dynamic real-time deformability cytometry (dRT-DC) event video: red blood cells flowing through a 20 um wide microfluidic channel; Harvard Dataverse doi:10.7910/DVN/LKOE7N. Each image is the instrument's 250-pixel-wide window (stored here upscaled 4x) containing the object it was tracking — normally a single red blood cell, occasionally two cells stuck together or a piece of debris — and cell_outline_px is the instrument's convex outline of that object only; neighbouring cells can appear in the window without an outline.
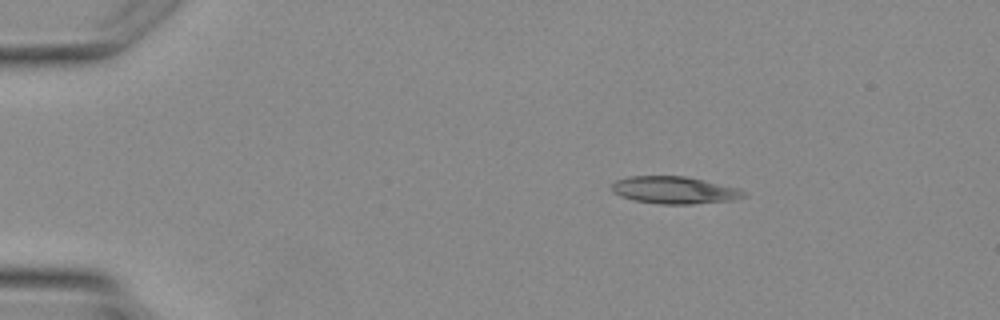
{"species": "Egyptian fruit bat (a non-hibernating species)", "species_latin": "Rousettus aegyptiacus", "temperature_condition": "warm", "stored_images_in_passage": 2, "camera_frame_rate_fps": 3000, "um_per_image_px": 0.085, "animal": {"sex": "female"}, "frame": {"image": 1, "passage_image": 1, "time_ms": 0.0, "image_size_px": [1000, 320], "cell_outline_px": [[748, 196], [732, 200], [692, 204], [660, 204], [632, 200], [620, 196], [612, 192], [612, 184], [616, 180], [628, 176], [684, 176], [740, 188]], "centroid_in_image_um": [57.31, 16.16], "position_along_channel_um": 27.7, "area_um2": 21.04}}
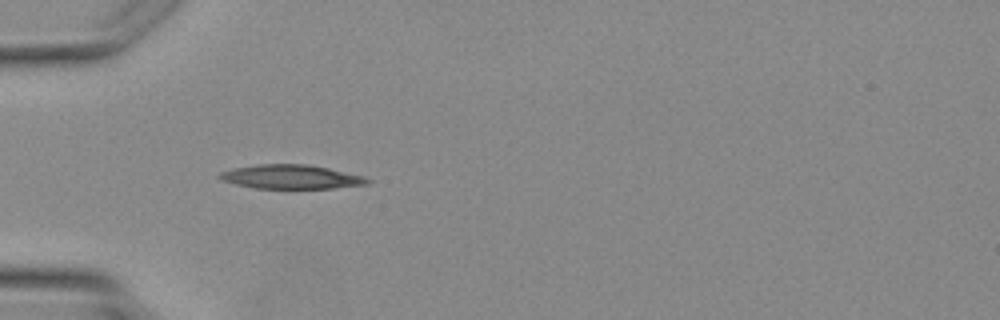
{"frame": {"image": 2, "passage_image": 2, "time_ms": 2.0, "image_size_px": [1000, 320], "cell_outline_px": [[372, 180], [368, 184], [332, 188], [256, 188], [236, 184], [224, 180], [216, 176], [220, 172], [232, 168], [260, 164], [308, 164], [328, 168], [364, 176]], "centroid_in_image_um": [24.75, 15.02], "position_along_channel_um": 60.2, "area_um2": 20.58}}